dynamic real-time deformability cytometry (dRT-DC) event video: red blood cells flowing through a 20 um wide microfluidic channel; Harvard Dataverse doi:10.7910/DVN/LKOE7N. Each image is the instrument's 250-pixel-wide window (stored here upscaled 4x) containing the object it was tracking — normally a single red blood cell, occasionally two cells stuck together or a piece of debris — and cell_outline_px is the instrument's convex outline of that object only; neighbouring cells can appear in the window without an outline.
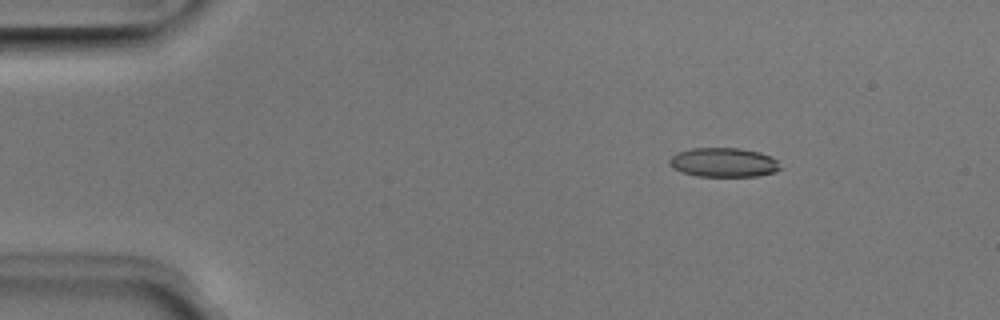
{"species": "Egyptian fruit bat (a non-hibernating species)", "species_latin": "Rousettus aegyptiacus", "temperature_condition": "room temperature", "stored_images_in_passage": 4, "camera_frame_rate_fps": 3000, "um_per_image_px": 0.085, "animal": {"sex": "male"}, "frame": {"image": 1, "passage_image": 3, "time_ms": 0.667, "image_size_px": [1000, 320], "cell_outline_px": [[784, 168], [776, 172], [756, 176], [696, 176], [680, 172], [672, 168], [668, 164], [668, 160], [676, 152], [692, 148], [740, 148], [760, 152], [772, 156]], "centroid_in_image_um": [61.51, 13.81], "position_along_channel_um": 23.5, "area_um2": 19.25}}